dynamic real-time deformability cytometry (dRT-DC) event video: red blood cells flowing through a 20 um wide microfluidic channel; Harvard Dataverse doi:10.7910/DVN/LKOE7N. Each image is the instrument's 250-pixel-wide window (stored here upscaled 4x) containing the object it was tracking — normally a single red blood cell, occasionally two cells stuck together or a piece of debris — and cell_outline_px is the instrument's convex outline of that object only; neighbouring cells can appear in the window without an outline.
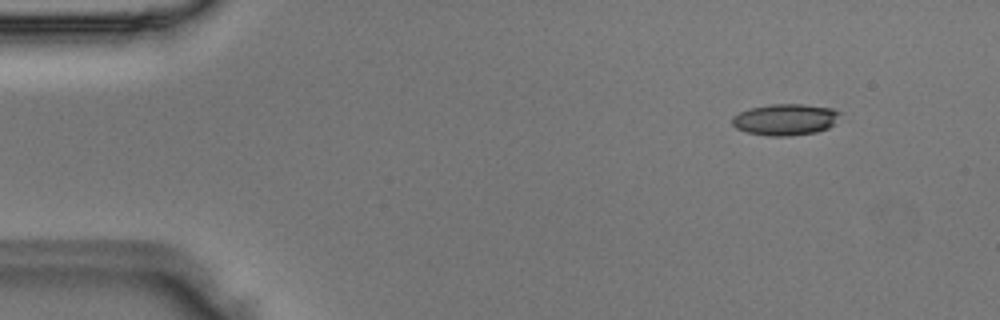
{"species": "Egyptian fruit bat (a non-hibernating species)", "species_latin": "Rousettus aegyptiacus", "temperature_condition": "room temperature", "stored_images_in_passage": 6, "camera_frame_rate_fps": 3000, "um_per_image_px": 0.085, "animal": {"sex": "male"}, "frame": {"image": 1, "passage_image": 2, "time_ms": 0.333, "image_size_px": [1000, 320], "cell_outline_px": [[840, 112], [836, 124], [828, 128], [816, 132], [788, 136], [768, 136], [748, 132], [736, 128], [732, 124], [732, 116], [740, 112], [752, 108], [768, 104], [804, 104], [832, 108]], "centroid_in_image_um": [66.77, 10.16], "position_along_channel_um": 18.2, "area_um2": 19.77}}
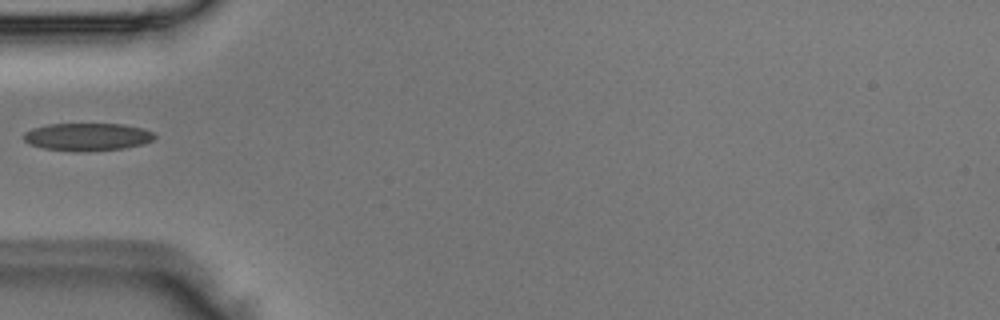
{"frame": {"image": 2, "passage_image": 5, "time_ms": 1.333, "image_size_px": [1000, 320], "cell_outline_px": [[156, 136], [152, 140], [144, 144], [124, 148], [88, 152], [72, 152], [44, 148], [28, 144], [24, 140], [24, 132], [32, 128], [48, 124], [124, 124], [140, 128], [152, 132]], "centroid_in_image_um": [7.4, 11.64], "position_along_channel_um": 77.6, "area_um2": 21.33}}
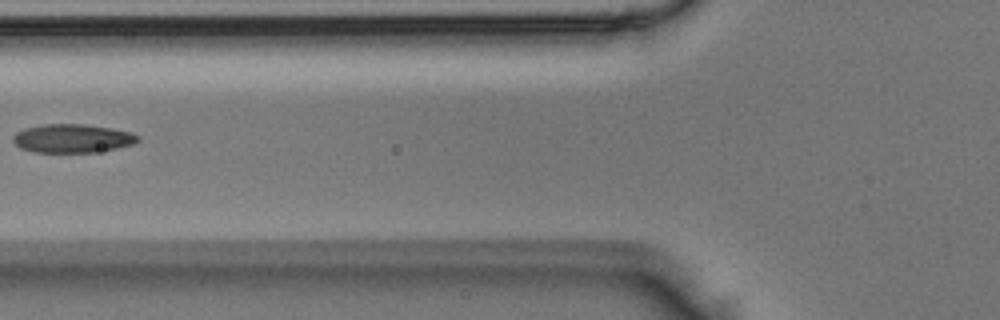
{"frame": {"image": 3, "passage_image": 6, "time_ms": 1.667, "image_size_px": [1000, 320], "cell_outline_px": [[140, 140], [132, 144], [116, 148], [96, 152], [36, 152], [20, 148], [12, 140], [12, 136], [16, 132], [24, 128], [44, 124], [84, 124], [112, 128], [132, 132], [140, 136]], "centroid_in_image_um": [6.16, 11.75], "position_along_channel_um": 119.6, "area_um2": 20.87}}